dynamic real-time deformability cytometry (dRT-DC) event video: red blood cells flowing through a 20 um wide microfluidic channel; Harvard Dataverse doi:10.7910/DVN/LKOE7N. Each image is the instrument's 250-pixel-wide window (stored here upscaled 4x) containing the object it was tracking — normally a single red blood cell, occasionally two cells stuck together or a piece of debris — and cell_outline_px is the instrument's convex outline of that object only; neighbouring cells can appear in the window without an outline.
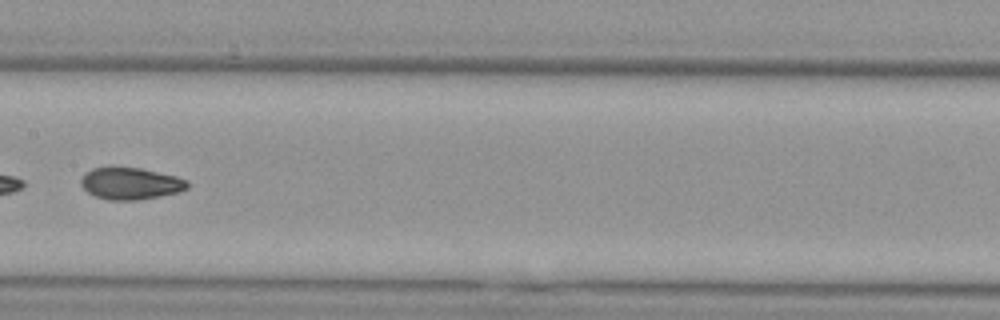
{"species": "Egyptian fruit bat (a non-hibernating species)", "species_latin": "Rousettus aegyptiacus", "temperature_condition": "cold", "stored_images_in_passage": 9, "camera_frame_rate_fps": 3000, "um_per_image_px": 0.085, "animal": {"sex": "female"}, "frame": {"image": 1, "passage_image": 7, "time_ms": 7.0, "image_size_px": [1000, 320], "cell_outline_px": [[188, 188], [176, 192], [136, 200], [108, 200], [96, 196], [88, 192], [80, 184], [80, 180], [84, 172], [92, 168], [112, 164], [140, 168], [176, 176], [188, 180]], "centroid_in_image_um": [11.02, 15.54], "position_along_channel_um": 196.4, "area_um2": 20.17}}
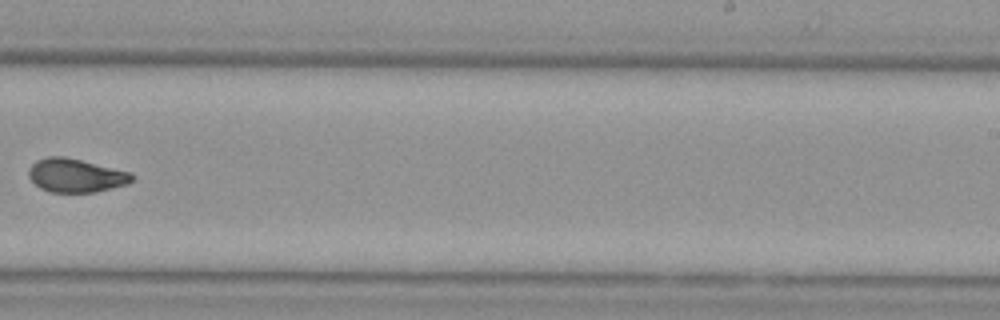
{"frame": {"image": 2, "passage_image": 9, "time_ms": 9.333, "image_size_px": [1000, 320], "cell_outline_px": [[136, 176], [128, 184], [96, 192], [48, 192], [40, 188], [28, 176], [28, 168], [36, 160], [48, 156], [64, 156], [132, 172]], "centroid_in_image_um": [6.45, 14.91], "position_along_channel_um": 282.5, "area_um2": 20.4}}